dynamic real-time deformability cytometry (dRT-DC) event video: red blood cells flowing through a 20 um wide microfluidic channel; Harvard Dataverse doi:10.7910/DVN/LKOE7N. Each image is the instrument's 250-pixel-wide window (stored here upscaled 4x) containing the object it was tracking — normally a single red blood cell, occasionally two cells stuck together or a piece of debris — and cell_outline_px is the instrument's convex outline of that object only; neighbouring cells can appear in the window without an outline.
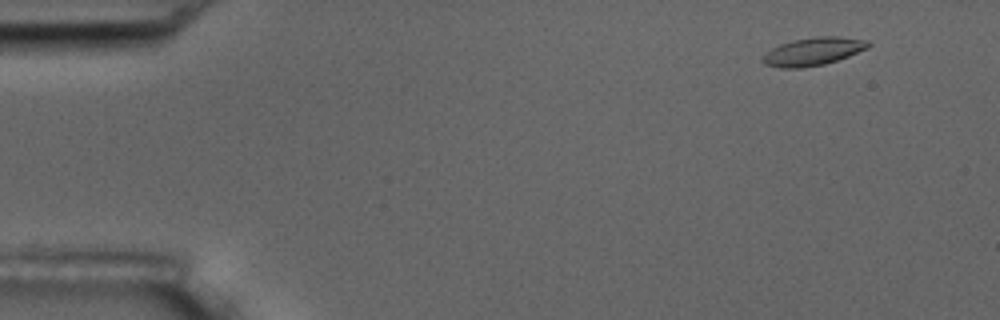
{"species": "common noctule bat (a hibernating species)", "species_latin": "Nyctalus noctula", "temperature_condition": "room temperature", "stored_images_in_passage": 5, "camera_frame_rate_fps": 3000, "um_per_image_px": 0.085, "animal": {"sex": "male", "body_mass_g": 17.5, "forearm_length_mm": 52.3}, "frame": {"image": 1, "passage_image": 2, "time_ms": 1.333, "image_size_px": [1000, 320], "cell_outline_px": [[872, 44], [868, 48], [848, 56], [824, 64], [800, 68], [780, 68], [764, 64], [760, 60], [772, 48], [780, 44], [792, 40], [816, 36], [836, 36], [868, 40]], "centroid_in_image_um": [69.12, 4.37], "position_along_channel_um": 15.9, "area_um2": 17.17}}